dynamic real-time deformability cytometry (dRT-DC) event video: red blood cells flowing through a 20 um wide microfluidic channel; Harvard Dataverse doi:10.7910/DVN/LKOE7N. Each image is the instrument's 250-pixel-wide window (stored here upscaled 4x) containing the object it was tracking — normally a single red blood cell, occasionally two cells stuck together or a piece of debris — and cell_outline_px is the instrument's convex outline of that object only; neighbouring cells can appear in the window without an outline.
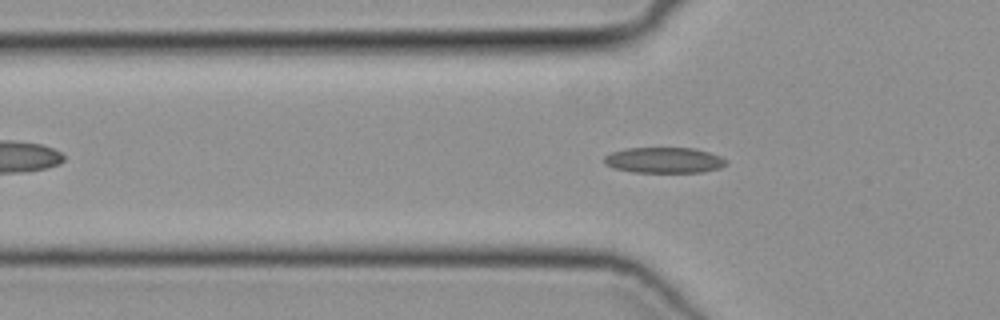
{"species": "common noctule bat (a hibernating species)", "species_latin": "Nyctalus noctula", "temperature_condition": "cold", "stored_images_in_passage": 46, "segment_of_instrument_passage": [1, 2], "camera_frame_rate_fps": 3000, "um_per_image_px": 0.085, "animal": {"sex": "female", "body_mass_g": 19.3, "forearm_length_mm": 54.1}, "frame": {"image": 1, "passage_image": 12, "time_ms": 3.667, "image_size_px": [1000, 320], "cell_outline_px": [[728, 164], [720, 168], [704, 172], [632, 172], [612, 168], [604, 164], [604, 156], [612, 152], [624, 148], [696, 148], [720, 156], [728, 160]], "centroid_in_image_um": [56.45, 13.62], "position_along_channel_um": 69.3, "area_um2": 18.5}}
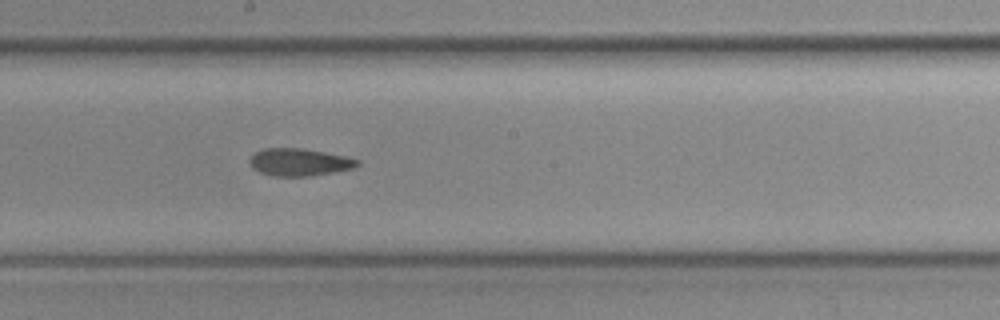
{"frame": {"image": 2, "passage_image": 23, "time_ms": 7.333, "image_size_px": [1000, 320], "cell_outline_px": [[360, 164], [356, 168], [336, 172], [312, 176], [272, 176], [260, 172], [252, 168], [248, 160], [256, 152], [264, 148], [300, 148], [324, 152], [344, 156], [360, 160]], "centroid_in_image_um": [25.47, 13.79], "position_along_channel_um": 222.7, "area_um2": 17.34}}
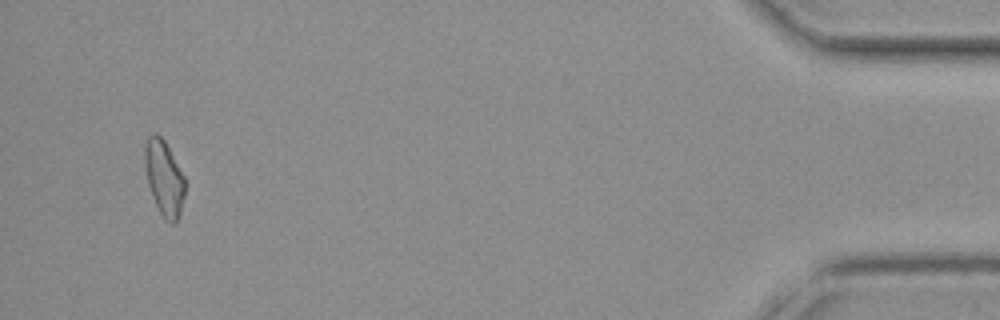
{"frame": {"image": 3, "passage_image": 43, "time_ms": 14.0, "image_size_px": [1000, 320], "cell_outline_px": [[188, 184], [180, 212], [176, 224], [172, 224], [164, 220], [152, 196], [148, 184], [144, 164], [144, 148], [148, 136], [152, 132], [156, 132], [164, 140], [184, 176]], "centroid_in_image_um": [13.96, 15.14], "position_along_channel_um": 421.2, "area_um2": 17.92}}